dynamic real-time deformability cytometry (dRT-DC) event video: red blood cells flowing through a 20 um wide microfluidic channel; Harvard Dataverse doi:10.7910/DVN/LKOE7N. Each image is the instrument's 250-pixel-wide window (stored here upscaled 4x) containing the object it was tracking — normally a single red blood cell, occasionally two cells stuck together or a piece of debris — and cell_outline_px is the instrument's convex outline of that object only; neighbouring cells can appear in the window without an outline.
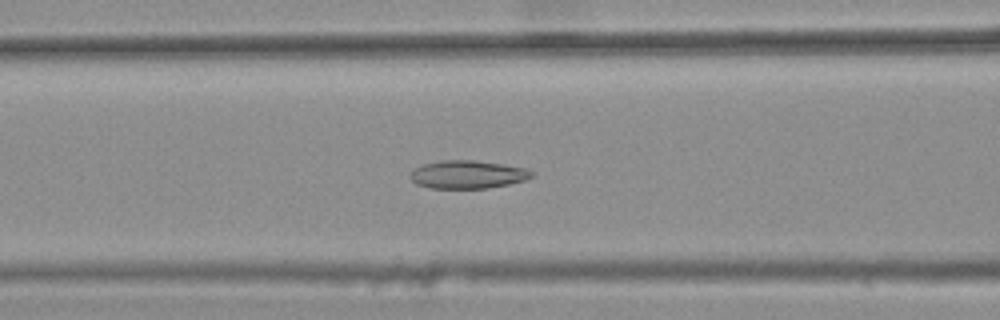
{"species": "common noctule bat (a hibernating species)", "species_latin": "Nyctalus noctula", "temperature_condition": "warm", "stored_images_in_passage": 38, "camera_frame_rate_fps": 3000, "um_per_image_px": 0.085, "animal": {"sex": "female", "body_mass_g": 25.1}, "frame": {"image": 1, "passage_image": 15, "time_ms": 4.667, "image_size_px": [1000, 320], "cell_outline_px": [[532, 176], [524, 180], [508, 184], [488, 188], [428, 188], [416, 184], [412, 180], [412, 172], [416, 168], [424, 164], [440, 160], [476, 160], [504, 164], [524, 168], [532, 172]], "centroid_in_image_um": [39.74, 14.83], "position_along_channel_um": 126.9, "area_um2": 19.65}}
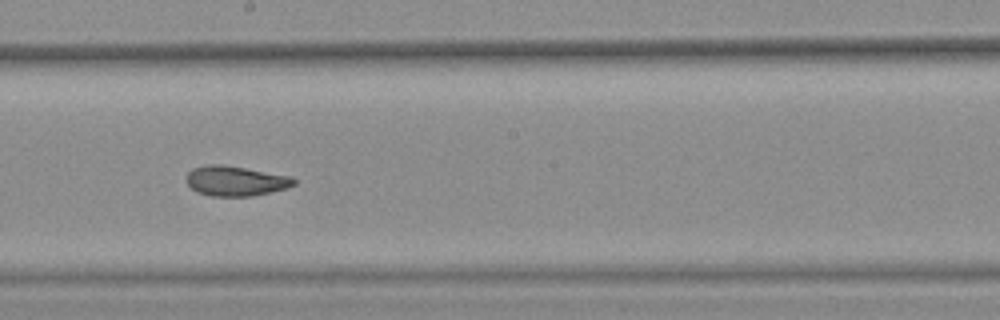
{"frame": {"image": 2, "passage_image": 23, "time_ms": 7.333, "image_size_px": [1000, 320], "cell_outline_px": [[296, 184], [288, 188], [252, 196], [212, 196], [196, 192], [188, 184], [188, 172], [192, 168], [208, 164], [220, 164], [292, 176], [296, 180]], "centroid_in_image_um": [20.05, 15.38], "position_along_channel_um": 228.1, "area_um2": 18.73}}
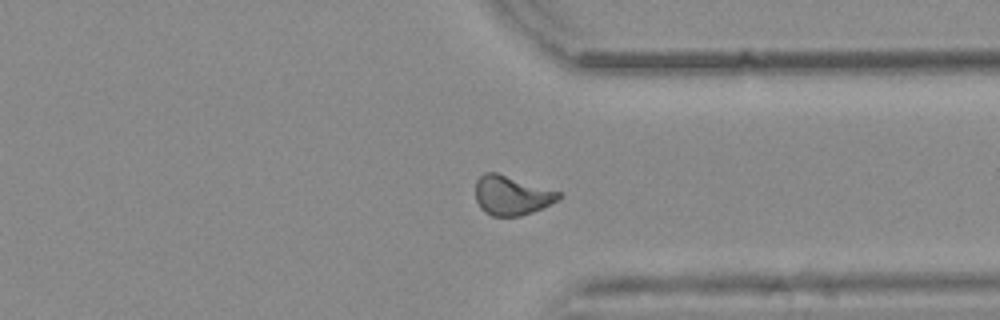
{"frame": {"image": 3, "passage_image": 34, "time_ms": 11.0, "image_size_px": [1000, 320], "cell_outline_px": [[564, 196], [532, 212], [520, 216], [492, 216], [484, 212], [480, 208], [476, 200], [476, 180], [484, 172], [496, 172], [560, 192]], "centroid_in_image_um": [43.45, 16.61], "position_along_channel_um": 368.0, "area_um2": 18.9}, "authors_computed_cell_mechanics": {"area_um2": 19.1607, "velocity_mm_per_s": 3.8161, "shape_relaxation_time_tau1_ms": null, "shape_relaxation_time_tau2_ms": 1.6365, "deformation_change_tau1": null, "deformation_change_tau2": 0.08}}